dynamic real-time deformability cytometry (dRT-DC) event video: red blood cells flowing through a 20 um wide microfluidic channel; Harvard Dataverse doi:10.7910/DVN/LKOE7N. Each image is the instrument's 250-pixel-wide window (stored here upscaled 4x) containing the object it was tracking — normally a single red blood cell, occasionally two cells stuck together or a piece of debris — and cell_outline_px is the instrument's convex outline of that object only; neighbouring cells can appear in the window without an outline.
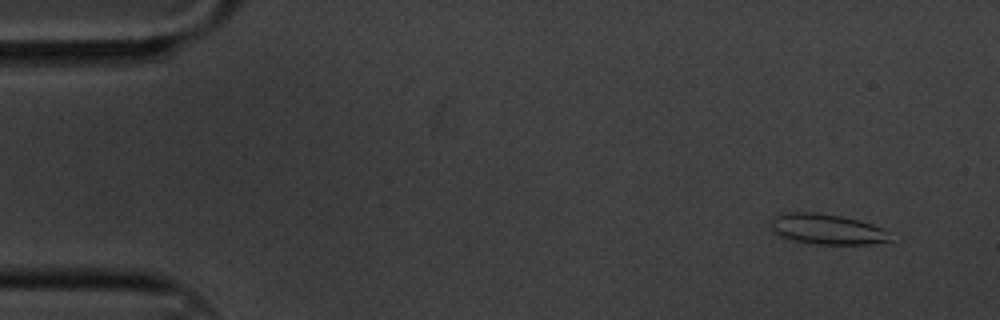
{"species": "common noctule bat (a hibernating species)", "species_latin": "Nyctalus noctula", "temperature_condition": "cold", "stored_images_in_passage": 5, "camera_frame_rate_fps": 3000, "um_per_image_px": 0.085, "animal": {"sex": "male", "body_mass_g": 20.1, "forearm_length_mm": 53.5}, "frame": {"image": 1, "passage_image": 1, "time_ms": 0.0, "image_size_px": [1000, 320], "cell_outline_px": [[892, 240], [868, 244], [816, 244], [792, 240], [780, 236], [772, 228], [772, 220], [776, 216], [788, 212], [816, 212], [840, 216], [872, 224], [880, 228]], "centroid_in_image_um": [70.25, 19.48], "position_along_channel_um": 14.7, "area_um2": 20.58}}
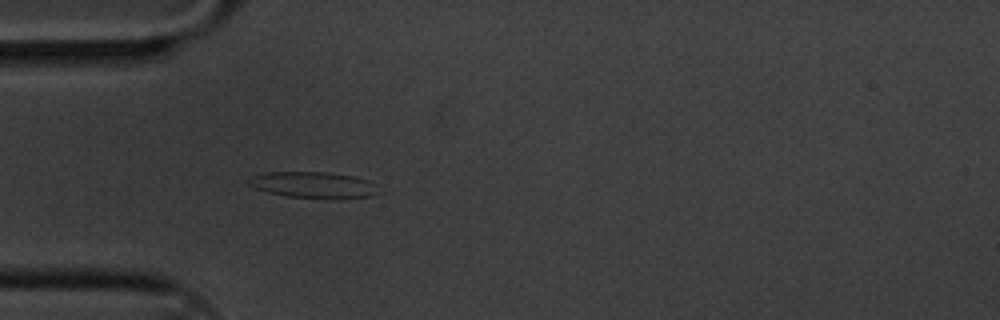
{"frame": {"image": 2, "passage_image": 5, "time_ms": 1.333, "image_size_px": [1000, 320], "cell_outline_px": [[376, 192], [368, 196], [288, 196], [268, 192], [256, 188], [248, 184], [244, 180], [252, 176], [264, 172], [328, 172], [352, 176], [368, 180], [376, 184]], "centroid_in_image_um": [26.51, 15.66], "position_along_channel_um": 58.5, "area_um2": 18.84}}